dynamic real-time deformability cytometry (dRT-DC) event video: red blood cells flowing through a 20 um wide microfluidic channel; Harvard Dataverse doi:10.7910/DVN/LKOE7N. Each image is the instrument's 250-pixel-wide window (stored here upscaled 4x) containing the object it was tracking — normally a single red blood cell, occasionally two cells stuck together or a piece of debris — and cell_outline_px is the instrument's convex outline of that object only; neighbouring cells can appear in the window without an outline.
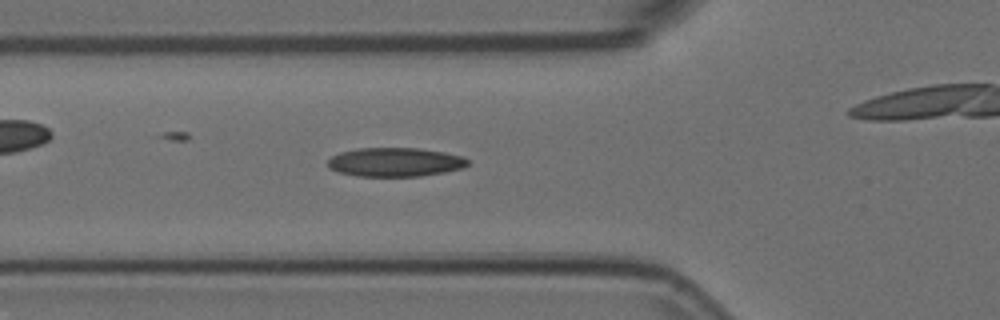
{"species": "Egyptian fruit bat (a non-hibernating species)", "species_latin": "Rousettus aegyptiacus", "temperature_condition": "room temperature", "stored_images_in_passage": 43, "camera_frame_rate_fps": 3000, "um_per_image_px": 0.085, "animal": {"sex": "female"}, "frame": {"image": 1, "passage_image": 11, "time_ms": 3.333, "image_size_px": [1000, 320], "cell_outline_px": [[468, 164], [464, 168], [444, 172], [420, 176], [356, 176], [340, 172], [328, 168], [328, 160], [332, 156], [340, 152], [356, 148], [420, 148], [444, 152], [464, 156], [468, 160]], "centroid_in_image_um": [33.6, 13.77], "position_along_channel_um": 92.2, "area_um2": 23.7}}
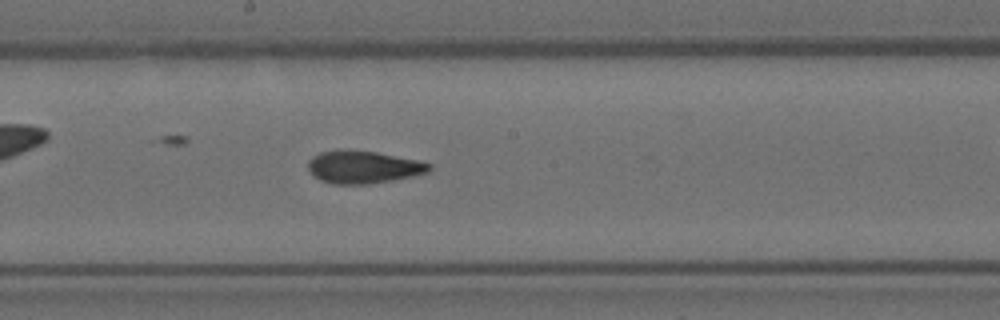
{"frame": {"image": 2, "passage_image": 21, "time_ms": 6.667, "image_size_px": [1000, 320], "cell_outline_px": [[432, 168], [428, 172], [412, 176], [392, 180], [368, 184], [332, 184], [320, 180], [312, 176], [308, 168], [308, 160], [312, 156], [320, 152], [340, 148], [348, 148], [376, 152], [416, 160], [432, 164]], "centroid_in_image_um": [30.82, 14.18], "position_along_channel_um": 217.4, "area_um2": 23.35}}
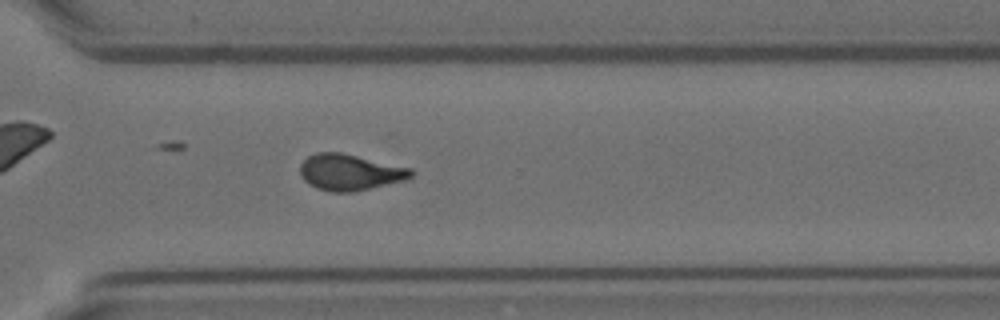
{"frame": {"image": 3, "passage_image": 31, "time_ms": 10.0, "image_size_px": [1000, 320], "cell_outline_px": [[416, 172], [412, 176], [404, 180], [352, 192], [332, 192], [316, 188], [308, 184], [300, 176], [300, 164], [308, 156], [316, 152], [340, 152], [412, 168]], "centroid_in_image_um": [29.72, 14.64], "position_along_channel_um": 340.9, "area_um2": 23.41}, "authors_computed_cell_mechanics": {"area_um2": 23.2356, "velocity_mm_per_s": 3.7301, "shape_relaxation_time_tau1_ms": 11.0916, "shape_relaxation_time_tau2_ms": 1.8849, "deformation_change_tau1": 0.2637, "deformation_change_tau2": 0.0904}}